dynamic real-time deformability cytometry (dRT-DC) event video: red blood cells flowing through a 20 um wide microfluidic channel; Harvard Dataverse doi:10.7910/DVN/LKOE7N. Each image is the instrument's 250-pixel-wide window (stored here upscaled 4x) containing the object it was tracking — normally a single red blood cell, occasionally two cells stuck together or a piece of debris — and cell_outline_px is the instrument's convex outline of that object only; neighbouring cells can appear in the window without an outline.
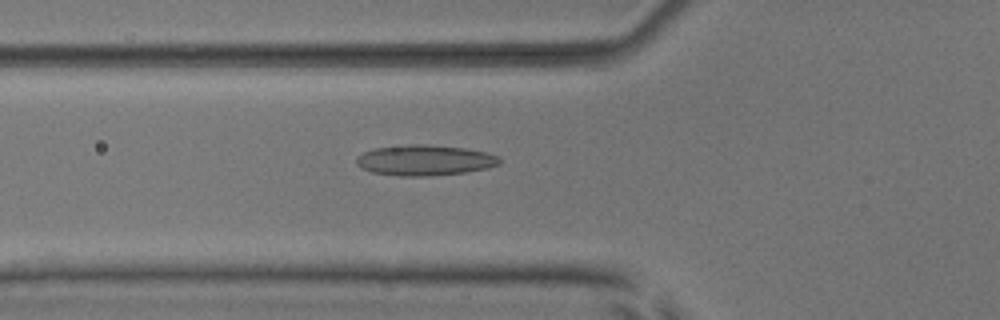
{"species": "common noctule bat (a hibernating species)", "species_latin": "Nyctalus noctula", "temperature_condition": "room temperature", "stored_images_in_passage": 49, "camera_frame_rate_fps": 3000, "um_per_image_px": 0.085, "animal": {"sex": "male", "body_mass_g": 17.9, "forearm_length_mm": 54.2}, "frame": {"image": 1, "passage_image": 19, "time_ms": 6.0, "image_size_px": [1000, 320], "cell_outline_px": [[500, 164], [488, 168], [464, 172], [428, 176], [400, 176], [372, 172], [360, 168], [356, 164], [356, 156], [372, 148], [412, 144], [424, 144], [464, 148], [488, 152], [500, 156]], "centroid_in_image_um": [36.09, 13.61], "position_along_channel_um": 89.7, "area_um2": 25.66}}
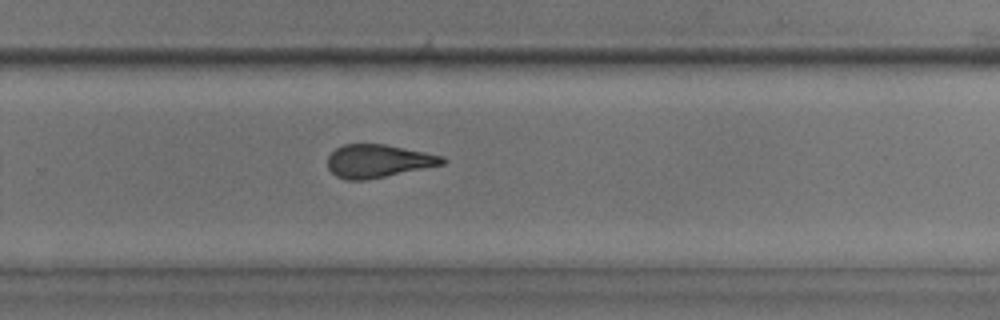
{"frame": {"image": 2, "passage_image": 35, "time_ms": 11.333, "image_size_px": [1000, 320], "cell_outline_px": [[448, 160], [444, 164], [364, 180], [344, 180], [336, 176], [328, 168], [328, 156], [336, 148], [344, 144], [384, 144], [444, 156]], "centroid_in_image_um": [32.13, 13.68], "position_along_channel_um": 297.7, "area_um2": 21.91}}
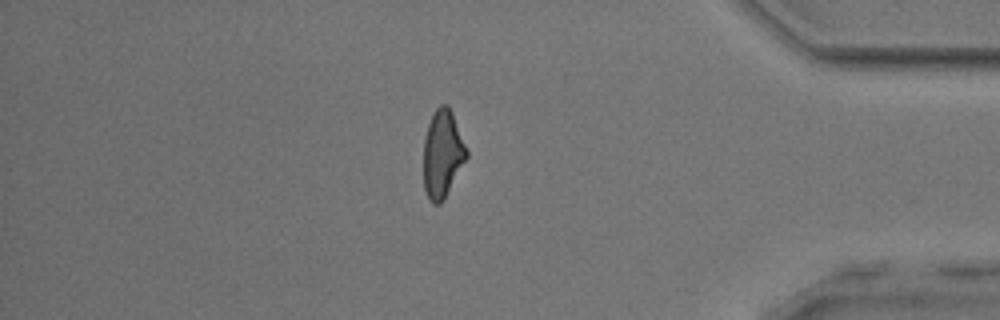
{"frame": {"image": 3, "passage_image": 45, "time_ms": 14.667, "image_size_px": [1000, 320], "cell_outline_px": [[468, 156], [444, 200], [440, 204], [432, 204], [428, 200], [424, 188], [424, 140], [428, 124], [432, 112], [440, 104], [448, 104], [452, 112], [468, 152]], "centroid_in_image_um": [37.6, 13.09], "position_along_channel_um": 397.6, "area_um2": 22.08}, "authors_computed_cell_mechanics": {"area_um2": 23.4668, "velocity_mm_per_s": 3.9059, "shape_relaxation_time_tau1_ms": 9.0772, "shape_relaxation_time_tau2_ms": 2.432, "deformation_change_tau1": 0.2329, "deformation_change_tau2": 0.1239}}